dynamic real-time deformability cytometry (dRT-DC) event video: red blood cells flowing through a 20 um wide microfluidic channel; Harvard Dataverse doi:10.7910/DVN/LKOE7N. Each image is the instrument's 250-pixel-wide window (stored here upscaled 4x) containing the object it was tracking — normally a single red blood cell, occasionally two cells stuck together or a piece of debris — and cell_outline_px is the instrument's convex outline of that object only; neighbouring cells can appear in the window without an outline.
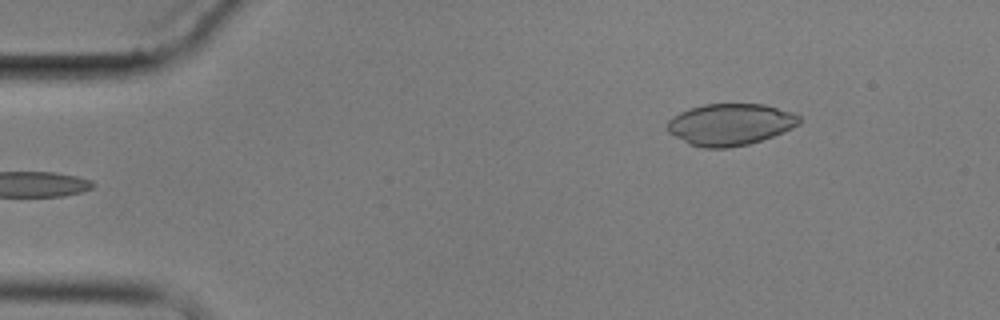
{"species": "common noctule bat (a hibernating species)", "species_latin": "Nyctalus noctula", "temperature_condition": "cold", "stored_images_in_passage": 5, "camera_frame_rate_fps": 3000, "um_per_image_px": 0.085, "animal": {"sex": "male", "body_mass_g": 17.9}, "frame": {"image": 1, "passage_image": 5, "time_ms": 4.667, "image_size_px": [1000, 320], "cell_outline_px": [[800, 124], [784, 132], [748, 144], [728, 148], [704, 148], [688, 144], [668, 132], [668, 120], [672, 116], [688, 108], [704, 104], [764, 104], [792, 112], [800, 116]], "centroid_in_image_um": [62.06, 10.57], "position_along_channel_um": 22.9, "area_um2": 32.14}}